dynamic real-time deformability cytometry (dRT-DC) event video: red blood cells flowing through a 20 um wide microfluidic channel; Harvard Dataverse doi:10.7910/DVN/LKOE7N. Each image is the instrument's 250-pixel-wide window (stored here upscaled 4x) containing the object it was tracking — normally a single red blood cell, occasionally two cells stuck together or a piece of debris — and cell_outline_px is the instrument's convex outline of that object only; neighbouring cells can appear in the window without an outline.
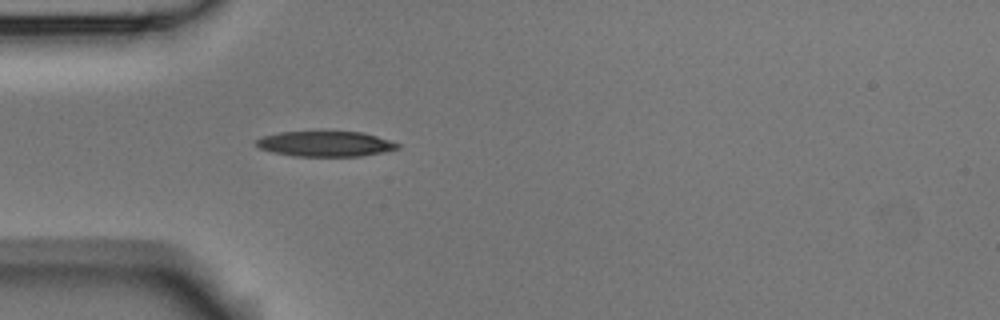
{"species": "Egyptian fruit bat (a non-hibernating species)", "species_latin": "Rousettus aegyptiacus", "temperature_condition": "room temperature", "stored_images_in_passage": 5, "camera_frame_rate_fps": 3000, "um_per_image_px": 0.085, "animal": {"sex": "male"}, "frame": {"image": 1, "passage_image": 5, "time_ms": 1.333, "image_size_px": [1000, 320], "cell_outline_px": [[400, 148], [384, 152], [360, 156], [296, 156], [272, 152], [260, 148], [256, 144], [256, 140], [264, 136], [280, 132], [364, 132], [400, 144]], "centroid_in_image_um": [27.68, 12.23], "position_along_channel_um": 57.3, "area_um2": 20.63}}